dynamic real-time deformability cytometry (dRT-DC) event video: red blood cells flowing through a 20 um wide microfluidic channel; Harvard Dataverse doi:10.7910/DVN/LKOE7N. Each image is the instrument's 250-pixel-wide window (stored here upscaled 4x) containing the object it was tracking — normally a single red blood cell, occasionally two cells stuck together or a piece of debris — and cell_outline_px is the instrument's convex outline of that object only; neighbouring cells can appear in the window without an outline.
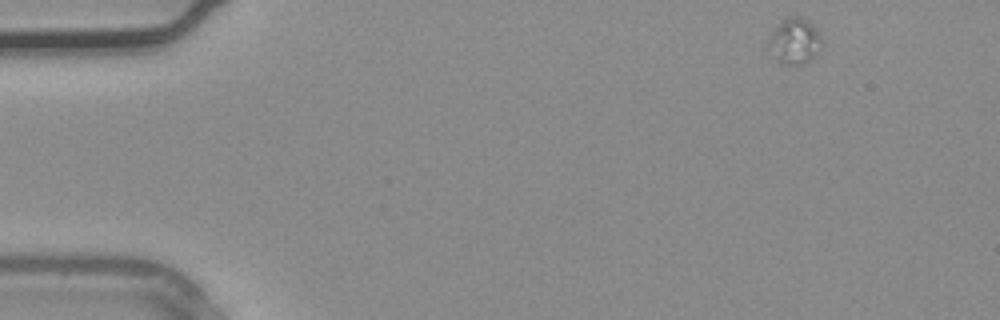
{"species": "common noctule bat (a hibernating species)", "species_latin": "Nyctalus noctula", "temperature_condition": "warm", "stored_images_in_passage": 34, "camera_frame_rate_fps": 3000, "um_per_image_px": 0.085, "animal": {"sex": "male", "body_mass_g": 20.4}, "frame": {"image": 1, "passage_image": 1, "time_ms": 0.0, "image_size_px": [1000, 320], "cell_outline_px": [[820, 52], [812, 60], [804, 64], [780, 64], [776, 60], [768, 44], [768, 36], [788, 16], [800, 16], [812, 24], [816, 28], [820, 36]], "centroid_in_image_um": [67.55, 3.52], "position_along_channel_um": 17.4, "area_um2": 14.16}}
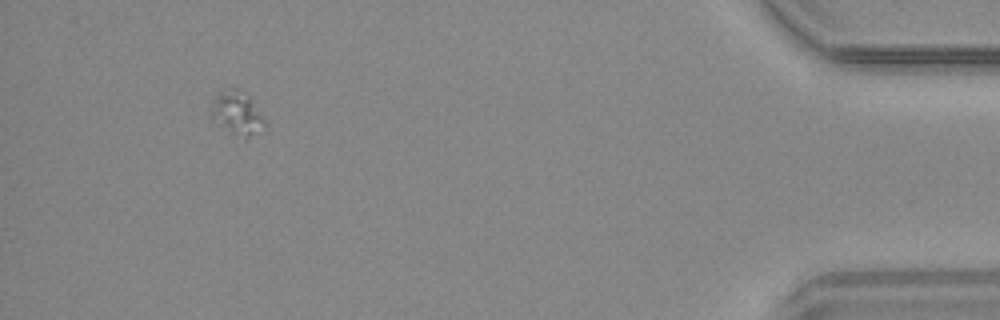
{"frame": {"image": 2, "passage_image": 32, "time_ms": 10.333, "image_size_px": [1000, 320], "cell_outline_px": [[268, 124], [244, 140], [212, 116], [208, 108], [212, 100], [220, 92], [232, 88], [236, 88], [248, 96], [264, 116]], "centroid_in_image_um": [20.18, 9.59], "position_along_channel_um": 415.0, "area_um2": 13.12}}